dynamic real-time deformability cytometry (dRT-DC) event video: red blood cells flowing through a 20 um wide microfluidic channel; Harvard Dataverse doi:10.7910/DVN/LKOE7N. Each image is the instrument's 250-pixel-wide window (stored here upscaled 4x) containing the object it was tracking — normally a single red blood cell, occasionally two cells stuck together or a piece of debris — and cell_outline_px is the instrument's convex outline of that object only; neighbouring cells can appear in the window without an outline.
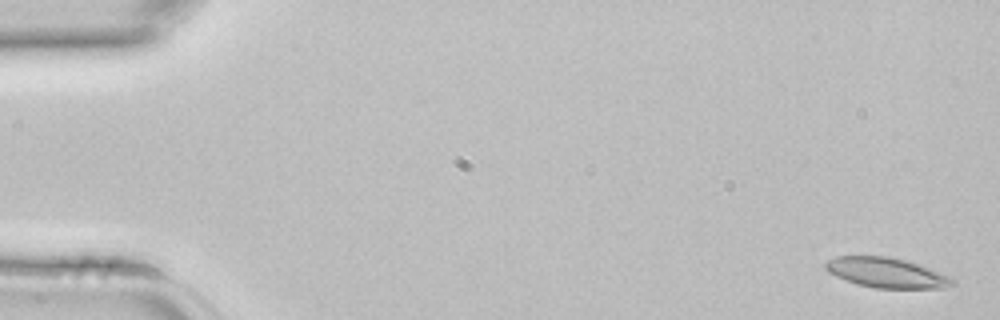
{"species": "common noctule bat (a hibernating species)", "species_latin": "Nyctalus noctula", "temperature_condition": "room temperature", "stored_images_in_passage": 3, "camera_frame_rate_fps": 3000, "um_per_image_px": 0.085, "animal": {"sex": "female", "body_mass_g": 22.7, "forearm_length_mm": 54.2}, "frame": {"image": 1, "passage_image": 1, "time_ms": 0.0, "image_size_px": [1000, 320], "cell_outline_px": [[956, 284], [944, 288], [876, 288], [860, 284], [836, 276], [828, 272], [824, 268], [824, 264], [828, 260], [836, 256], [888, 256], [920, 264], [948, 276], [956, 280]], "centroid_in_image_um": [75.37, 23.17], "position_along_channel_um": 9.6, "area_um2": 22.08}}
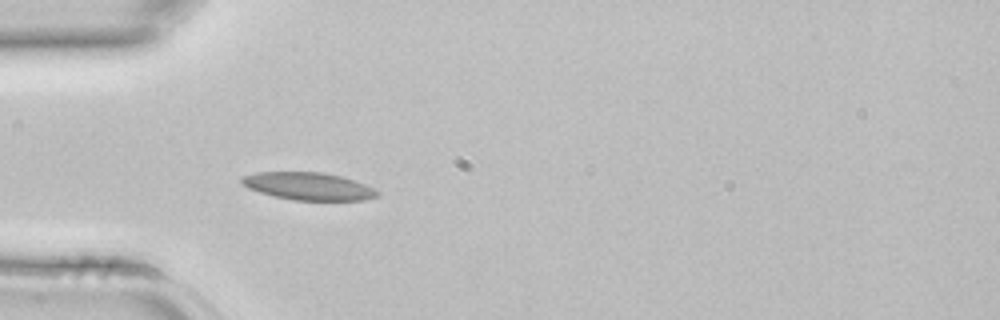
{"frame": {"image": 2, "passage_image": 3, "time_ms": 0.667, "image_size_px": [1000, 320], "cell_outline_px": [[380, 192], [376, 196], [364, 200], [292, 200], [260, 192], [248, 188], [240, 184], [240, 176], [256, 172], [324, 172], [356, 180], [376, 188]], "centroid_in_image_um": [26.21, 15.82], "position_along_channel_um": 58.8, "area_um2": 21.96}}